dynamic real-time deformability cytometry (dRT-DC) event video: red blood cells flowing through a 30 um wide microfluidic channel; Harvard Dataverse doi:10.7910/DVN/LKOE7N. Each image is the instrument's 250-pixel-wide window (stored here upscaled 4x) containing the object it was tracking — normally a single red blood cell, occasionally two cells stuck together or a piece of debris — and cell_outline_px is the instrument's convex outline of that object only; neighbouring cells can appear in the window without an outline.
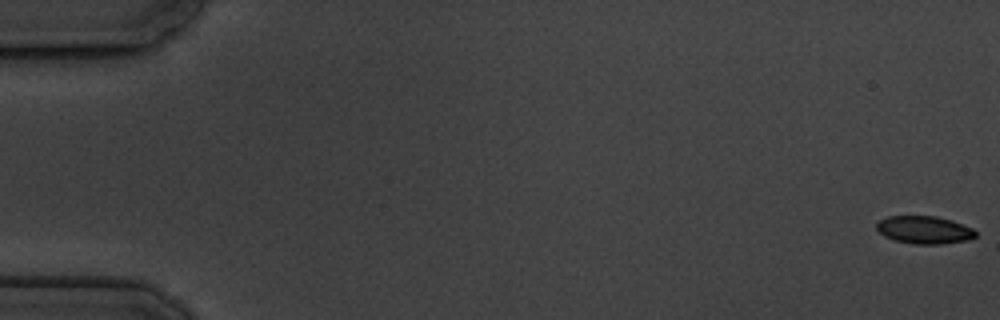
{"species": "common noctule bat (a hibernating species)", "species_latin": "Nyctalus noctula", "temperature_condition": "cold", "stored_images_in_passage": 7, "camera_frame_rate_fps": 3000, "um_per_image_px": 0.085, "animal": {"sex": "male", "body_mass_g": 19.5, "forearm_length_mm": 54.6}, "frame": {"image": 1, "passage_image": 1, "time_ms": 0.0, "image_size_px": [1000, 320], "cell_outline_px": [[976, 236], [968, 240], [940, 244], [912, 244], [896, 240], [884, 236], [876, 228], [876, 224], [880, 220], [888, 216], [936, 216], [952, 220], [972, 228], [976, 232]], "centroid_in_image_um": [78.57, 19.54], "position_along_channel_um": 6.4, "area_um2": 15.95}}
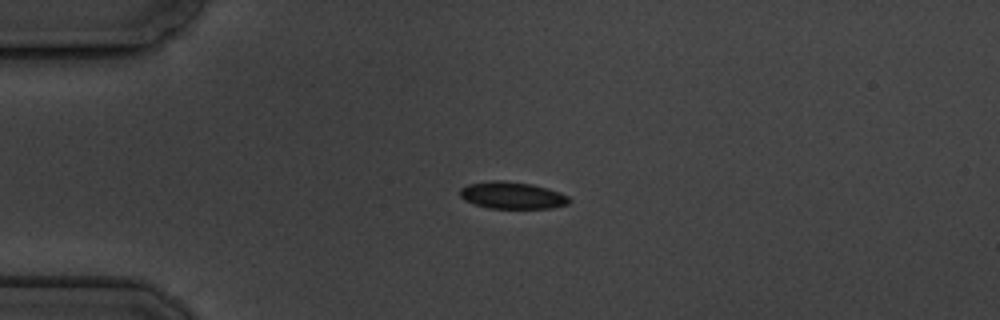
{"frame": {"image": 2, "passage_image": 5, "time_ms": 4.667, "image_size_px": [1000, 320], "cell_outline_px": [[572, 200], [568, 204], [552, 208], [488, 208], [464, 200], [460, 196], [460, 188], [468, 184], [492, 180], [504, 180], [532, 184], [548, 188], [560, 192], [568, 196]], "centroid_in_image_um": [43.55, 16.6], "position_along_channel_um": 41.4, "area_um2": 17.28}}